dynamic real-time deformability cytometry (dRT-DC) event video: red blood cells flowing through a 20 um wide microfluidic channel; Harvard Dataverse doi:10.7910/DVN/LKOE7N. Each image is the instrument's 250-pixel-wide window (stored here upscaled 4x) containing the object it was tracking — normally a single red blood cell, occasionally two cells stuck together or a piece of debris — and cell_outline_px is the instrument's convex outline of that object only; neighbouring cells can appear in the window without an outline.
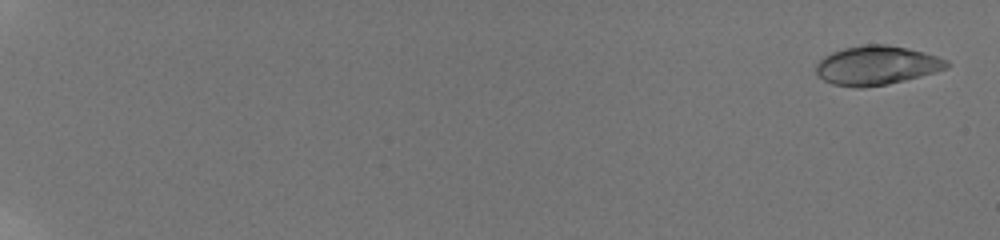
{"species": "human", "species_latin": "Homo sapiens", "temperature_condition": "room temperature", "stored_images_in_passage": 60, "camera_frame_rate_fps": 3000, "um_per_image_px": 0.085, "donor": {"sex": "male"}, "frame": {"image": 1, "passage_image": 3, "time_ms": 0.667, "image_size_px": [1000, 240], "cell_outline_px": [[948, 68], [936, 72], [888, 84], [864, 88], [856, 88], [832, 84], [824, 80], [816, 72], [816, 64], [824, 56], [832, 52], [844, 48], [868, 44], [888, 44], [924, 52], [948, 60]], "centroid_in_image_um": [74.51, 5.56], "position_along_channel_um": 10.5, "area_um2": 29.71}}
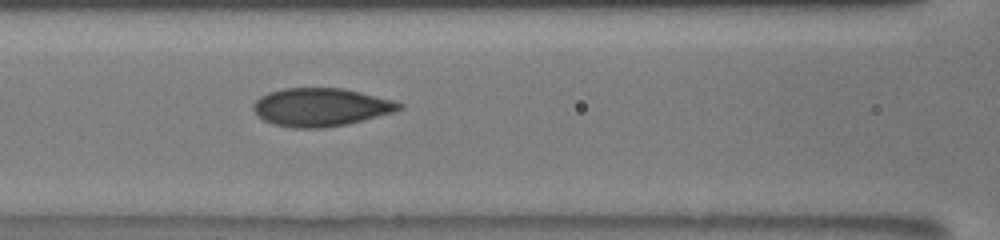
{"frame": {"image": 2, "passage_image": 32, "time_ms": 10.333, "image_size_px": [1000, 240], "cell_outline_px": [[404, 108], [392, 112], [364, 120], [348, 124], [324, 128], [296, 128], [272, 124], [264, 120], [252, 108], [252, 104], [260, 96], [268, 92], [284, 88], [344, 88], [396, 100], [404, 104]], "centroid_in_image_um": [27.3, 9.1], "position_along_channel_um": 139.3, "area_um2": 32.66}}
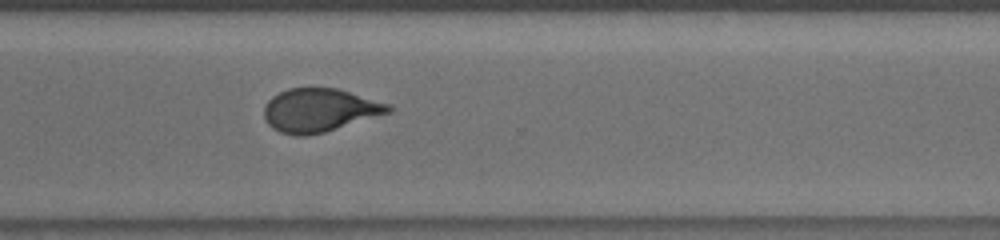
{"frame": {"image": 3, "passage_image": 48, "time_ms": 15.667, "image_size_px": [1000, 240], "cell_outline_px": [[392, 112], [324, 132], [304, 136], [296, 136], [280, 132], [272, 128], [268, 124], [264, 116], [264, 104], [272, 96], [288, 88], [312, 84], [336, 88], [392, 104]], "centroid_in_image_um": [27.15, 9.32], "position_along_channel_um": 343.5, "area_um2": 32.19}, "authors_computed_cell_mechanics": {"area_um2": 30.9808, "velocity_mm_per_s": 3.8354, "shape_relaxation_time_tau1_ms": 3.8962, "shape_relaxation_time_tau2_ms": 1.0498, "deformation_change_tau1": 0.1222, "deformation_change_tau2": 0.0493}}